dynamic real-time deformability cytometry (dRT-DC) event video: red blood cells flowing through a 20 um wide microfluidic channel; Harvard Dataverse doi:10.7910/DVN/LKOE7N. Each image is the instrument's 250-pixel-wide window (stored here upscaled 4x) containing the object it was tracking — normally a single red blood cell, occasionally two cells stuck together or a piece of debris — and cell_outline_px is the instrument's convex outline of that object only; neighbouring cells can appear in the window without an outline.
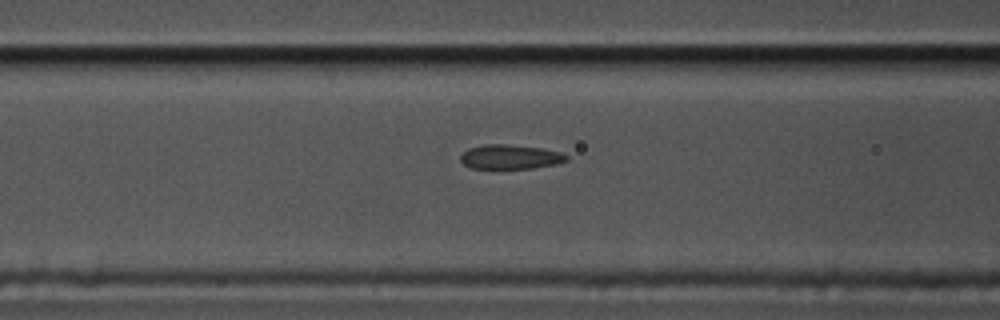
{"species": "common noctule bat (a hibernating species)", "species_latin": "Nyctalus noctula", "temperature_condition": "cold", "stored_images_in_passage": 42, "camera_frame_rate_fps": 3000, "um_per_image_px": 0.085, "animal": {"sex": "male", "body_mass_g": 17.5, "forearm_length_mm": 52.3}, "frame": {"image": 1, "passage_image": 15, "time_ms": 4.667, "image_size_px": [1000, 320], "cell_outline_px": [[568, 160], [556, 164], [532, 168], [472, 168], [464, 164], [460, 160], [460, 156], [468, 148], [484, 144], [504, 144], [544, 148], [560, 152], [568, 156]], "centroid_in_image_um": [43.38, 13.32], "position_along_channel_um": 123.2, "area_um2": 15.03}}
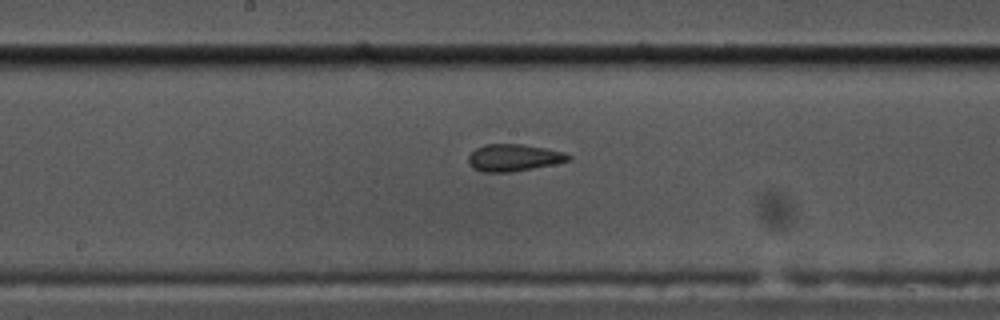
{"frame": {"image": 2, "passage_image": 22, "time_ms": 7.0, "image_size_px": [1000, 320], "cell_outline_px": [[572, 156], [568, 160], [552, 164], [512, 172], [484, 172], [472, 168], [468, 164], [468, 156], [476, 148], [484, 144], [520, 144], [548, 148], [564, 152]], "centroid_in_image_um": [43.63, 13.39], "position_along_channel_um": 204.6, "area_um2": 15.72}}
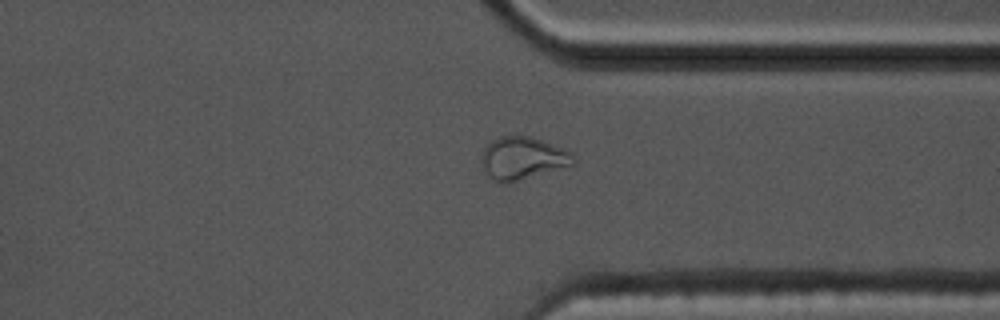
{"frame": {"image": 3, "passage_image": 36, "time_ms": 11.667, "image_size_px": [1000, 320], "cell_outline_px": [[576, 164], [520, 180], [496, 180], [488, 176], [480, 164], [480, 160], [484, 148], [492, 140], [500, 136], [532, 136], [544, 140], [564, 148], [572, 152], [576, 160]], "centroid_in_image_um": [44.46, 13.41], "position_along_channel_um": 366.9, "area_um2": 22.77}}